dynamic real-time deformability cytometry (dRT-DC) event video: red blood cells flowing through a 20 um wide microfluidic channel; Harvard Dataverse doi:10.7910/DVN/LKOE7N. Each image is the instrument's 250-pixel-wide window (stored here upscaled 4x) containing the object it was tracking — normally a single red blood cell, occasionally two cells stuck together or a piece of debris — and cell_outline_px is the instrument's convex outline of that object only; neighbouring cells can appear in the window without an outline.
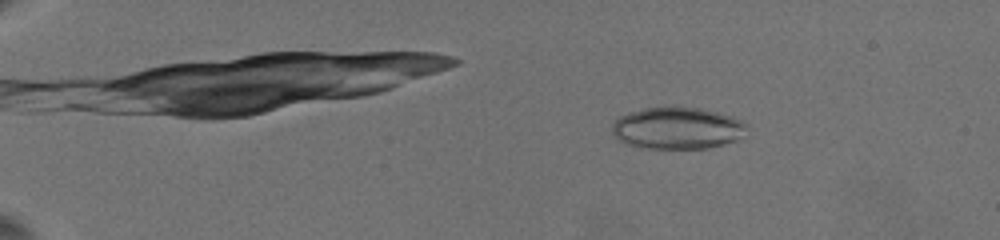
{"species": "common noctule bat (a hibernating species)", "species_latin": "Nyctalus noctula", "temperature_condition": "warm", "stored_images_in_passage": 50, "camera_frame_rate_fps": 3000, "um_per_image_px": 0.085, "animal": {"sex": "female", "body_mass_g": 19.5, "forearm_length_mm": 54.1}, "frame": {"image": 1, "passage_image": 10, "time_ms": 3.333, "image_size_px": [1000, 240], "cell_outline_px": [[748, 128], [744, 136], [740, 140], [708, 148], [644, 148], [624, 144], [616, 140], [612, 132], [612, 124], [620, 116], [644, 108], [672, 104], [700, 108], [732, 116], [744, 120], [748, 124]], "centroid_in_image_um": [57.61, 10.87], "position_along_channel_um": 27.4, "area_um2": 33.87}}
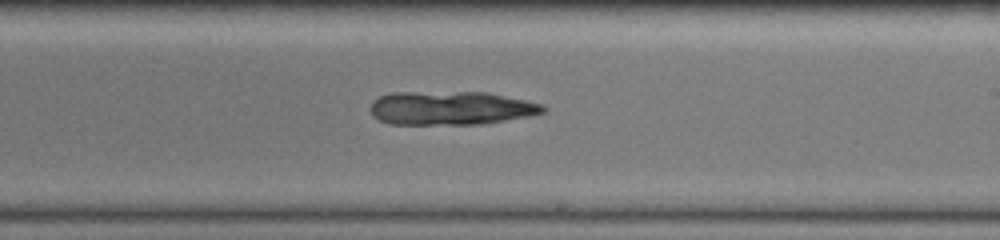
{"frame": {"image": 2, "passage_image": 36, "time_ms": 13.333, "image_size_px": [1000, 240], "cell_outline_px": [[548, 108], [544, 112], [528, 116], [480, 124], [388, 124], [372, 116], [368, 108], [372, 100], [380, 96], [396, 92], [484, 92], [544, 104]], "centroid_in_image_um": [38.27, 9.18], "position_along_channel_um": 250.7, "area_um2": 33.93}}
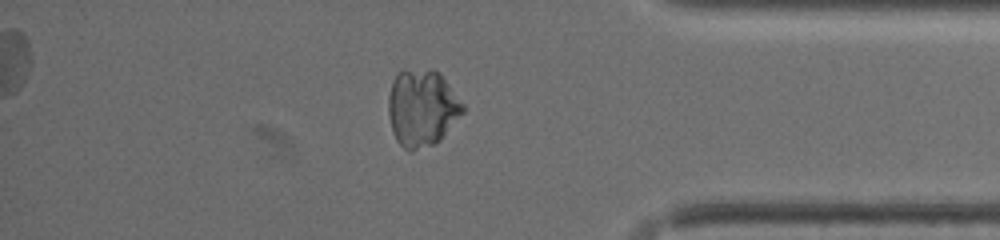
{"frame": {"image": 3, "passage_image": 48, "time_ms": 18.0, "image_size_px": [1000, 240], "cell_outline_px": [[464, 112], [440, 140], [432, 144], [412, 152], [408, 152], [396, 140], [388, 116], [388, 96], [392, 80], [404, 68], [432, 68], [440, 72], [464, 104]], "centroid_in_image_um": [35.87, 9.14], "position_along_channel_um": 399.3, "area_um2": 33.87}}